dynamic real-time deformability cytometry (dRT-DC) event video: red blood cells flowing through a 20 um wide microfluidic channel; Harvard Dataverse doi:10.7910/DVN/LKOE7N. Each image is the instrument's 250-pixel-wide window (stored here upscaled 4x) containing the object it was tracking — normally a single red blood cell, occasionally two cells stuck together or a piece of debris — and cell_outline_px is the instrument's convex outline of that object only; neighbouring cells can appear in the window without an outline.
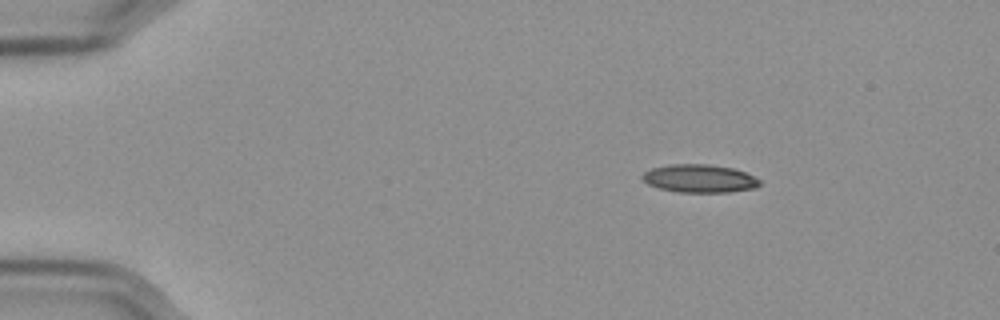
{"species": "Egyptian fruit bat (a non-hibernating species)", "species_latin": "Rousettus aegyptiacus", "temperature_condition": "cold", "stored_images_in_passage": 49, "camera_frame_rate_fps": 3000, "um_per_image_px": 0.085, "frame": {"image": 1, "passage_image": 1, "time_ms": 0.0, "image_size_px": [1000, 320], "cell_outline_px": [[760, 184], [756, 188], [728, 192], [680, 192], [660, 188], [648, 184], [640, 176], [644, 172], [652, 168], [672, 164], [708, 164], [732, 168], [744, 172], [760, 180]], "centroid_in_image_um": [59.45, 15.17], "position_along_channel_um": 25.5, "area_um2": 19.02}}
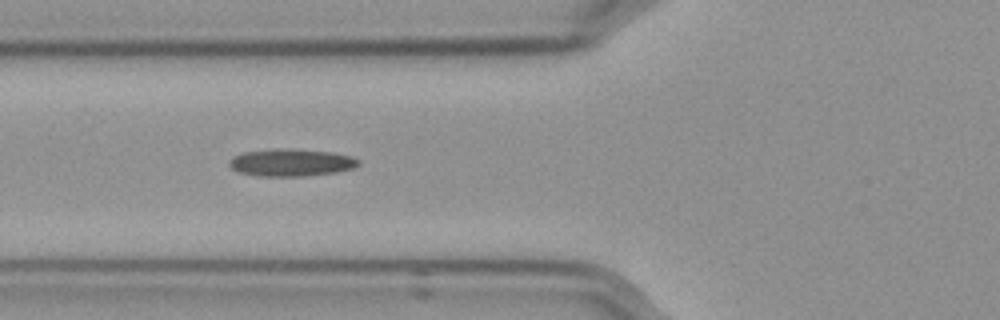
{"frame": {"image": 2, "passage_image": 14, "time_ms": 4.333, "image_size_px": [1000, 320], "cell_outline_px": [[360, 164], [352, 168], [336, 172], [300, 176], [260, 176], [240, 172], [232, 168], [228, 164], [228, 160], [232, 156], [244, 152], [276, 148], [284, 148], [332, 152], [352, 156], [360, 160]], "centroid_in_image_um": [24.73, 13.8], "position_along_channel_um": 101.1, "area_um2": 20.58}}
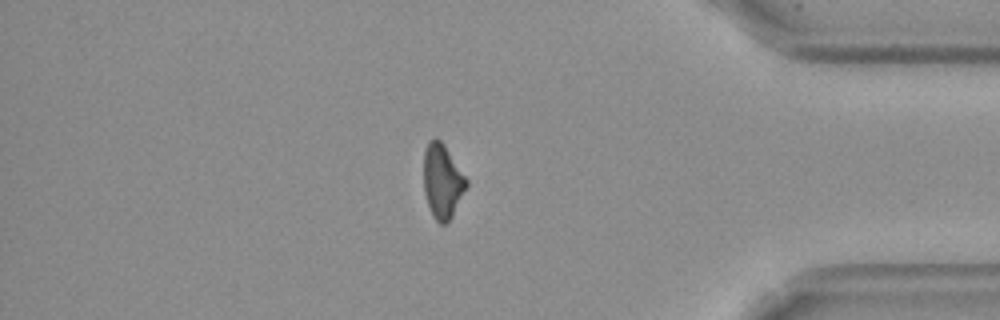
{"frame": {"image": 3, "passage_image": 41, "time_ms": 13.333, "image_size_px": [1000, 320], "cell_outline_px": [[468, 184], [452, 216], [444, 224], [440, 224], [436, 220], [428, 204], [424, 192], [424, 152], [428, 140], [440, 140], [444, 144], [468, 180]], "centroid_in_image_um": [37.6, 15.39], "position_along_channel_um": 397.6, "area_um2": 18.15}}